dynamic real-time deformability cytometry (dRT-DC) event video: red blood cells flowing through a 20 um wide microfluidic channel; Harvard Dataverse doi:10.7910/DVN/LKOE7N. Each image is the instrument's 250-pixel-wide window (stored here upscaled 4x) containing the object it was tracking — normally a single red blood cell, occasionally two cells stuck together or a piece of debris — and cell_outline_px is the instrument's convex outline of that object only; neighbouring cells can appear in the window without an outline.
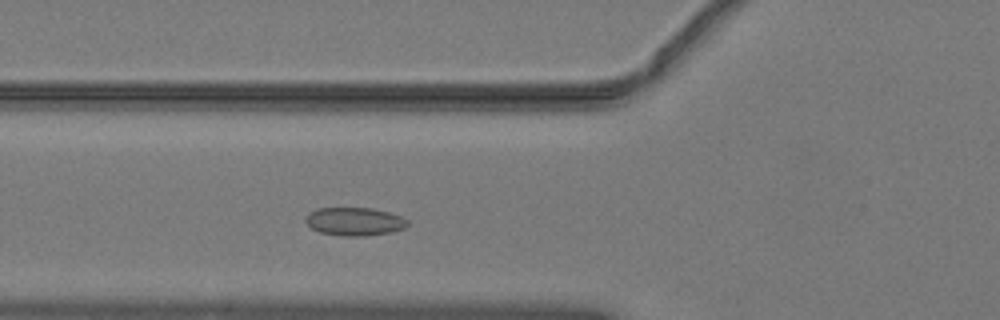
{"species": "common noctule bat (a hibernating species)", "species_latin": "Nyctalus noctula", "temperature_condition": "warm", "stored_images_in_passage": 38, "camera_frame_rate_fps": 3000, "um_per_image_px": 0.085, "animal": {"sex": "male", "body_mass_g": 19.2, "forearm_length_mm": 51.8}, "frame": {"image": 1, "passage_image": 8, "time_ms": 2.333, "image_size_px": [1000, 320], "cell_outline_px": [[408, 224], [404, 228], [392, 232], [364, 236], [344, 236], [320, 232], [312, 228], [304, 220], [308, 212], [316, 208], [372, 208], [388, 212], [400, 216], [408, 220]], "centroid_in_image_um": [30.12, 18.82], "position_along_channel_um": 95.7, "area_um2": 16.76}}
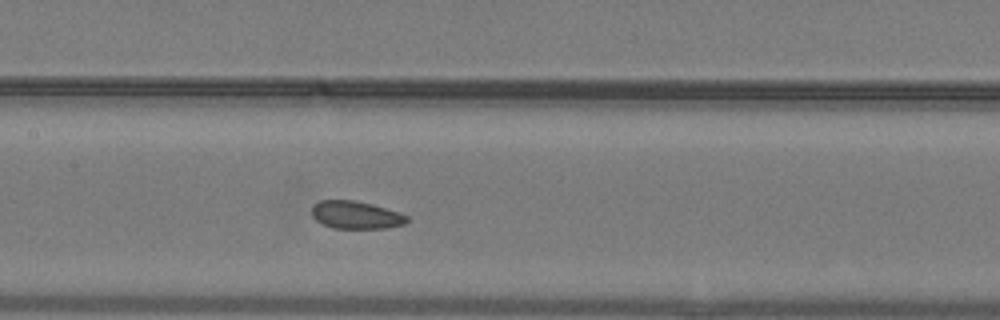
{"frame": {"image": 2, "passage_image": 14, "time_ms": 4.333, "image_size_px": [1000, 320], "cell_outline_px": [[408, 220], [404, 224], [388, 228], [332, 228], [316, 220], [312, 216], [312, 208], [320, 200], [352, 200], [372, 204], [408, 216]], "centroid_in_image_um": [30.24, 18.28], "position_along_channel_um": 177.2, "area_um2": 15.14}}
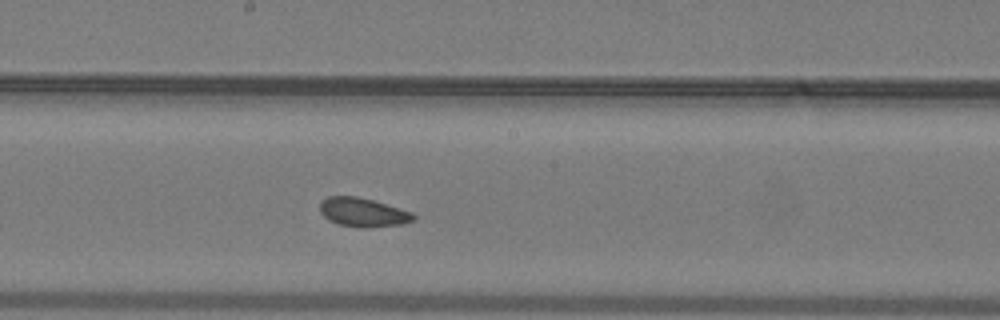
{"frame": {"image": 3, "passage_image": 17, "time_ms": 5.333, "image_size_px": [1000, 320], "cell_outline_px": [[416, 216], [412, 220], [400, 224], [364, 228], [356, 228], [340, 224], [328, 220], [320, 212], [320, 200], [328, 196], [356, 196], [372, 200], [400, 208], [412, 212]], "centroid_in_image_um": [30.81, 18.04], "position_along_channel_um": 217.4, "area_um2": 15.72}, "authors_computed_cell_mechanics": {"area_um2": 16.184, "velocity_mm_per_s": 4.0614, "shape_relaxation_time_tau1_ms": null, "shape_relaxation_time_tau2_ms": 2.1382, "deformation_change_tau1": null, "deformation_change_tau2": 0.0685}}